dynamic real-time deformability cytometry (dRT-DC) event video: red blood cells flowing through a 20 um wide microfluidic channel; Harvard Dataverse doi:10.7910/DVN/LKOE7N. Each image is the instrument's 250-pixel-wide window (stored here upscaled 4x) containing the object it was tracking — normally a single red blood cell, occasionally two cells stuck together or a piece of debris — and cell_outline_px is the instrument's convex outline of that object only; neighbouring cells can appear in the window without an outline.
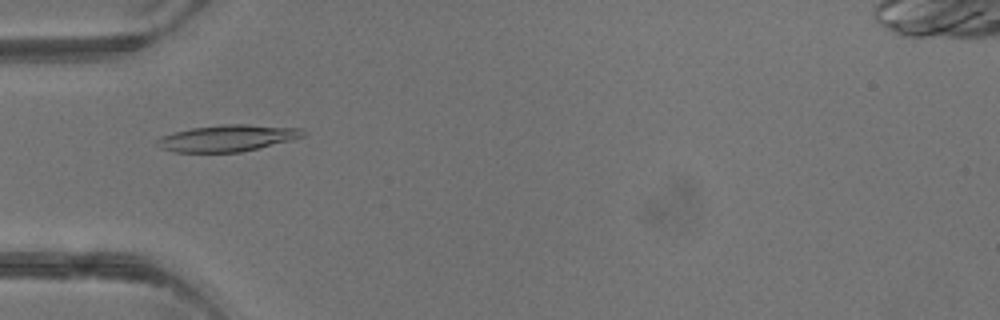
{"species": "common noctule bat (a hibernating species)", "species_latin": "Nyctalus noctula", "temperature_condition": "warm", "stored_images_in_passage": 4, "camera_frame_rate_fps": 3000, "um_per_image_px": 0.085, "animal": {"sex": "male", "body_mass_g": 13.3}, "frame": {"image": 1, "passage_image": 4, "time_ms": 4.0, "image_size_px": [1000, 320], "cell_outline_px": [[308, 132], [304, 136], [292, 140], [240, 152], [176, 152], [160, 148], [156, 144], [156, 140], [160, 136], [192, 128], [228, 124], [248, 124], [304, 128]], "centroid_in_image_um": [19.38, 11.73], "position_along_channel_um": 65.6, "area_um2": 22.6}}